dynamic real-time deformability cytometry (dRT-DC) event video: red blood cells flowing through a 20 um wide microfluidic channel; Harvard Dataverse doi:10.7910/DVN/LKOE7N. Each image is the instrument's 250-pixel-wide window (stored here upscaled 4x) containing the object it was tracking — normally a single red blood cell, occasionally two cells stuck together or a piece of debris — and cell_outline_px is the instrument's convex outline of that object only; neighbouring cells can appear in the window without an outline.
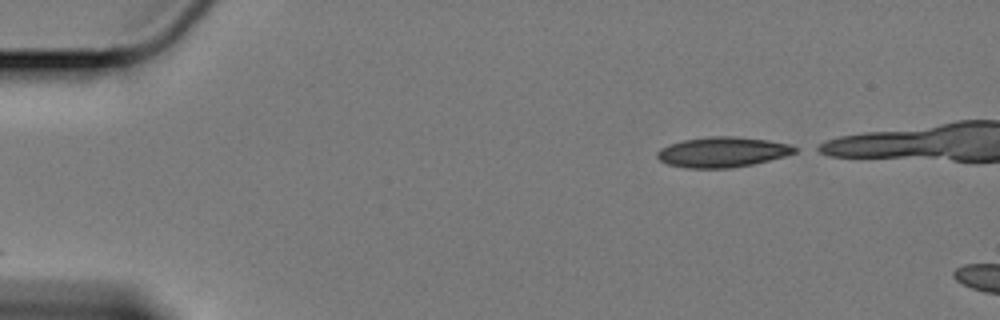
{"species": "Egyptian fruit bat (a non-hibernating species)", "species_latin": "Rousettus aegyptiacus", "temperature_condition": "cold", "stored_images_in_passage": 6, "camera_frame_rate_fps": 3000, "um_per_image_px": 0.085, "animal": {"sex": "female"}, "frame": {"image": 1, "passage_image": 1, "time_ms": 0.0, "image_size_px": [1000, 320], "cell_outline_px": [[796, 152], [784, 156], [752, 164], [732, 168], [688, 168], [668, 164], [660, 160], [656, 156], [656, 152], [660, 148], [668, 144], [684, 140], [708, 136], [732, 136], [768, 140], [788, 144], [796, 148]], "centroid_in_image_um": [61.36, 12.92], "position_along_channel_um": 23.6, "area_um2": 24.1}}